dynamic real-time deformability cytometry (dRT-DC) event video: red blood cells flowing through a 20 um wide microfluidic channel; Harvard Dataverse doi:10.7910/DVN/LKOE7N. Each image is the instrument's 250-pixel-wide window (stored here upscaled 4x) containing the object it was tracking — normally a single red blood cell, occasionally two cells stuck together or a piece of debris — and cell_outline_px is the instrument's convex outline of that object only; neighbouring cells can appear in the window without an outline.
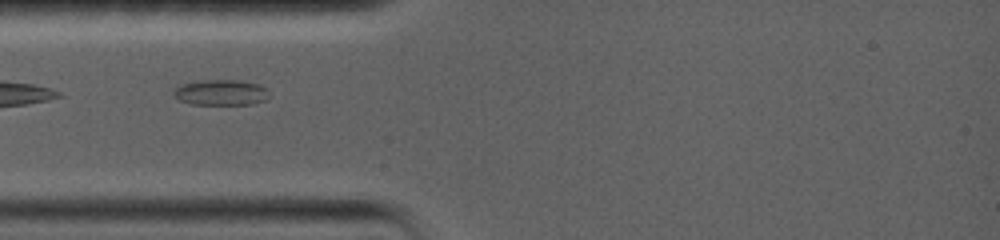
{"species": "common noctule bat (a hibernating species)", "species_latin": "Nyctalus noctula", "temperature_condition": "warm", "stored_images_in_passage": 6, "camera_frame_rate_fps": 5000, "um_per_image_px": 0.085, "animal": {"sex": "female", "body_mass_g": 19.0, "forearm_length_mm": 56.7}, "frame": {"image": 1, "passage_image": 1, "time_ms": 0.0, "image_size_px": [1000, 240], "cell_outline_px": [[268, 96], [264, 100], [252, 104], [192, 104], [180, 100], [172, 96], [172, 92], [176, 88], [184, 84], [204, 80], [240, 80], [260, 84], [268, 88]], "centroid_in_image_um": [18.8, 7.86], "position_along_channel_um": 66.2, "area_um2": 14.22}}